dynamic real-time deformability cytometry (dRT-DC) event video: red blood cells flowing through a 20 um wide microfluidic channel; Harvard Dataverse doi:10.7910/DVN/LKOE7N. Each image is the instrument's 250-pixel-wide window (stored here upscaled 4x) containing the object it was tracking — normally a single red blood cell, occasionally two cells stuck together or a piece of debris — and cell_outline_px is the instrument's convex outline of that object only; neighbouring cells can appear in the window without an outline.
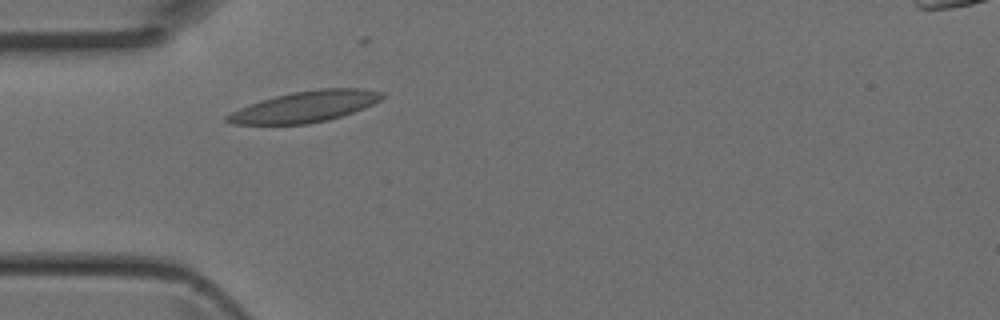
{"species": "Egyptian fruit bat (a non-hibernating species)", "species_latin": "Rousettus aegyptiacus", "temperature_condition": "room temperature", "stored_images_in_passage": 1, "camera_frame_rate_fps": 3000, "um_per_image_px": 0.085, "animal": {"sex": "female"}, "frame": {"image": 1, "passage_image": 1, "time_ms": 0.0, "image_size_px": [1000, 320], "cell_outline_px": [[384, 96], [380, 100], [364, 108], [328, 120], [308, 124], [232, 124], [224, 120], [224, 116], [240, 108], [260, 100], [292, 92], [320, 88], [364, 88], [384, 92]], "centroid_in_image_um": [25.94, 9.06], "position_along_channel_um": 59.1, "area_um2": 27.92}}